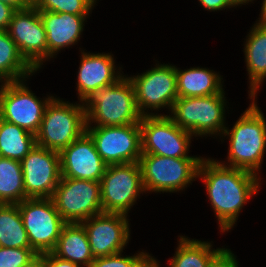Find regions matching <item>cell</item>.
<instances>
[{"mask_svg":"<svg viewBox=\"0 0 266 267\" xmlns=\"http://www.w3.org/2000/svg\"><path fill=\"white\" fill-rule=\"evenodd\" d=\"M199 176L206 185L221 231L230 230L243 205L258 191L257 174L202 158L198 168Z\"/></svg>","mask_w":266,"mask_h":267,"instance_id":"cell-1","label":"cell"},{"mask_svg":"<svg viewBox=\"0 0 266 267\" xmlns=\"http://www.w3.org/2000/svg\"><path fill=\"white\" fill-rule=\"evenodd\" d=\"M86 123L96 126H121L140 123L135 89L131 80L122 76L115 83L91 91L82 100Z\"/></svg>","mask_w":266,"mask_h":267,"instance_id":"cell-2","label":"cell"},{"mask_svg":"<svg viewBox=\"0 0 266 267\" xmlns=\"http://www.w3.org/2000/svg\"><path fill=\"white\" fill-rule=\"evenodd\" d=\"M247 110L236 121L232 130L226 127L223 134L230 136L229 167L241 168L255 174L259 171L266 147V120L255 98Z\"/></svg>","mask_w":266,"mask_h":267,"instance_id":"cell-3","label":"cell"},{"mask_svg":"<svg viewBox=\"0 0 266 267\" xmlns=\"http://www.w3.org/2000/svg\"><path fill=\"white\" fill-rule=\"evenodd\" d=\"M86 114L81 104H70L52 98L47 104L36 144L61 152L86 132Z\"/></svg>","mask_w":266,"mask_h":267,"instance_id":"cell-4","label":"cell"},{"mask_svg":"<svg viewBox=\"0 0 266 267\" xmlns=\"http://www.w3.org/2000/svg\"><path fill=\"white\" fill-rule=\"evenodd\" d=\"M224 92L204 97H178L171 108L172 121L192 135L223 134L225 113Z\"/></svg>","mask_w":266,"mask_h":267,"instance_id":"cell-5","label":"cell"},{"mask_svg":"<svg viewBox=\"0 0 266 267\" xmlns=\"http://www.w3.org/2000/svg\"><path fill=\"white\" fill-rule=\"evenodd\" d=\"M202 158H172L142 154L139 165L145 191L177 192L197 178Z\"/></svg>","mask_w":266,"mask_h":267,"instance_id":"cell-6","label":"cell"},{"mask_svg":"<svg viewBox=\"0 0 266 267\" xmlns=\"http://www.w3.org/2000/svg\"><path fill=\"white\" fill-rule=\"evenodd\" d=\"M31 248L38 254L52 252L66 223L51 198H27L17 204Z\"/></svg>","mask_w":266,"mask_h":267,"instance_id":"cell-7","label":"cell"},{"mask_svg":"<svg viewBox=\"0 0 266 267\" xmlns=\"http://www.w3.org/2000/svg\"><path fill=\"white\" fill-rule=\"evenodd\" d=\"M51 199L66 223H81L103 213L100 182L61 178Z\"/></svg>","mask_w":266,"mask_h":267,"instance_id":"cell-8","label":"cell"},{"mask_svg":"<svg viewBox=\"0 0 266 267\" xmlns=\"http://www.w3.org/2000/svg\"><path fill=\"white\" fill-rule=\"evenodd\" d=\"M104 213L128 214L141 192H145L138 162L107 165L100 180Z\"/></svg>","mask_w":266,"mask_h":267,"instance_id":"cell-9","label":"cell"},{"mask_svg":"<svg viewBox=\"0 0 266 267\" xmlns=\"http://www.w3.org/2000/svg\"><path fill=\"white\" fill-rule=\"evenodd\" d=\"M142 154H155L172 158H201L187 156L192 134L177 126L168 115L142 116Z\"/></svg>","mask_w":266,"mask_h":267,"instance_id":"cell-10","label":"cell"},{"mask_svg":"<svg viewBox=\"0 0 266 267\" xmlns=\"http://www.w3.org/2000/svg\"><path fill=\"white\" fill-rule=\"evenodd\" d=\"M96 150L107 165L136 163L142 155L139 123L121 126H86Z\"/></svg>","mask_w":266,"mask_h":267,"instance_id":"cell-11","label":"cell"},{"mask_svg":"<svg viewBox=\"0 0 266 267\" xmlns=\"http://www.w3.org/2000/svg\"><path fill=\"white\" fill-rule=\"evenodd\" d=\"M24 80L6 81L0 94V118L36 135L49 96L41 101L24 85Z\"/></svg>","mask_w":266,"mask_h":267,"instance_id":"cell-12","label":"cell"},{"mask_svg":"<svg viewBox=\"0 0 266 267\" xmlns=\"http://www.w3.org/2000/svg\"><path fill=\"white\" fill-rule=\"evenodd\" d=\"M128 78L133 83L136 104L142 116L157 115L145 112L147 108L158 110L167 106L171 110L178 98L175 66L156 64L142 75Z\"/></svg>","mask_w":266,"mask_h":267,"instance_id":"cell-13","label":"cell"},{"mask_svg":"<svg viewBox=\"0 0 266 267\" xmlns=\"http://www.w3.org/2000/svg\"><path fill=\"white\" fill-rule=\"evenodd\" d=\"M21 166L25 199L51 198L61 179L60 153L36 144Z\"/></svg>","mask_w":266,"mask_h":267,"instance_id":"cell-14","label":"cell"},{"mask_svg":"<svg viewBox=\"0 0 266 267\" xmlns=\"http://www.w3.org/2000/svg\"><path fill=\"white\" fill-rule=\"evenodd\" d=\"M19 53L37 71L48 59L46 31L36 8L16 10L7 29Z\"/></svg>","mask_w":266,"mask_h":267,"instance_id":"cell-15","label":"cell"},{"mask_svg":"<svg viewBox=\"0 0 266 267\" xmlns=\"http://www.w3.org/2000/svg\"><path fill=\"white\" fill-rule=\"evenodd\" d=\"M127 215L100 213L82 221L94 258L123 252L130 239Z\"/></svg>","mask_w":266,"mask_h":267,"instance_id":"cell-16","label":"cell"},{"mask_svg":"<svg viewBox=\"0 0 266 267\" xmlns=\"http://www.w3.org/2000/svg\"><path fill=\"white\" fill-rule=\"evenodd\" d=\"M60 165L61 178L96 182H100L107 167L87 132L60 152Z\"/></svg>","mask_w":266,"mask_h":267,"instance_id":"cell-17","label":"cell"},{"mask_svg":"<svg viewBox=\"0 0 266 267\" xmlns=\"http://www.w3.org/2000/svg\"><path fill=\"white\" fill-rule=\"evenodd\" d=\"M39 14L46 31L49 59L62 48L74 45L80 39L87 17L51 11H39Z\"/></svg>","mask_w":266,"mask_h":267,"instance_id":"cell-18","label":"cell"},{"mask_svg":"<svg viewBox=\"0 0 266 267\" xmlns=\"http://www.w3.org/2000/svg\"><path fill=\"white\" fill-rule=\"evenodd\" d=\"M81 56L77 77L80 101L91 91L109 86L122 77L120 72H115V62L111 54L82 52Z\"/></svg>","mask_w":266,"mask_h":267,"instance_id":"cell-19","label":"cell"},{"mask_svg":"<svg viewBox=\"0 0 266 267\" xmlns=\"http://www.w3.org/2000/svg\"><path fill=\"white\" fill-rule=\"evenodd\" d=\"M58 258L89 267L95 259L82 223H65L52 251Z\"/></svg>","mask_w":266,"mask_h":267,"instance_id":"cell-20","label":"cell"},{"mask_svg":"<svg viewBox=\"0 0 266 267\" xmlns=\"http://www.w3.org/2000/svg\"><path fill=\"white\" fill-rule=\"evenodd\" d=\"M245 60L250 81L251 98L256 97V92L266 78V23H256L244 47Z\"/></svg>","mask_w":266,"mask_h":267,"instance_id":"cell-21","label":"cell"},{"mask_svg":"<svg viewBox=\"0 0 266 267\" xmlns=\"http://www.w3.org/2000/svg\"><path fill=\"white\" fill-rule=\"evenodd\" d=\"M221 77L205 68H176V84L178 97H204L221 93L223 90Z\"/></svg>","mask_w":266,"mask_h":267,"instance_id":"cell-22","label":"cell"},{"mask_svg":"<svg viewBox=\"0 0 266 267\" xmlns=\"http://www.w3.org/2000/svg\"><path fill=\"white\" fill-rule=\"evenodd\" d=\"M177 251L170 261V267H210L225 248L211 249L209 242L190 240L180 236Z\"/></svg>","mask_w":266,"mask_h":267,"instance_id":"cell-23","label":"cell"},{"mask_svg":"<svg viewBox=\"0 0 266 267\" xmlns=\"http://www.w3.org/2000/svg\"><path fill=\"white\" fill-rule=\"evenodd\" d=\"M35 145L34 134L0 118V157L21 162Z\"/></svg>","mask_w":266,"mask_h":267,"instance_id":"cell-24","label":"cell"},{"mask_svg":"<svg viewBox=\"0 0 266 267\" xmlns=\"http://www.w3.org/2000/svg\"><path fill=\"white\" fill-rule=\"evenodd\" d=\"M33 72L36 71L21 56L7 30H0V76L5 81H19Z\"/></svg>","mask_w":266,"mask_h":267,"instance_id":"cell-25","label":"cell"},{"mask_svg":"<svg viewBox=\"0 0 266 267\" xmlns=\"http://www.w3.org/2000/svg\"><path fill=\"white\" fill-rule=\"evenodd\" d=\"M0 247L31 248L17 204L0 203Z\"/></svg>","mask_w":266,"mask_h":267,"instance_id":"cell-26","label":"cell"},{"mask_svg":"<svg viewBox=\"0 0 266 267\" xmlns=\"http://www.w3.org/2000/svg\"><path fill=\"white\" fill-rule=\"evenodd\" d=\"M25 199L21 162L0 157V203L18 204Z\"/></svg>","mask_w":266,"mask_h":267,"instance_id":"cell-27","label":"cell"},{"mask_svg":"<svg viewBox=\"0 0 266 267\" xmlns=\"http://www.w3.org/2000/svg\"><path fill=\"white\" fill-rule=\"evenodd\" d=\"M122 252L95 258L89 267H159L155 258L139 252L136 256L121 257Z\"/></svg>","mask_w":266,"mask_h":267,"instance_id":"cell-28","label":"cell"},{"mask_svg":"<svg viewBox=\"0 0 266 267\" xmlns=\"http://www.w3.org/2000/svg\"><path fill=\"white\" fill-rule=\"evenodd\" d=\"M95 2V0H41L35 8L38 11L89 16Z\"/></svg>","mask_w":266,"mask_h":267,"instance_id":"cell-29","label":"cell"},{"mask_svg":"<svg viewBox=\"0 0 266 267\" xmlns=\"http://www.w3.org/2000/svg\"><path fill=\"white\" fill-rule=\"evenodd\" d=\"M37 255L32 248L0 247V267H23Z\"/></svg>","mask_w":266,"mask_h":267,"instance_id":"cell-30","label":"cell"},{"mask_svg":"<svg viewBox=\"0 0 266 267\" xmlns=\"http://www.w3.org/2000/svg\"><path fill=\"white\" fill-rule=\"evenodd\" d=\"M203 8L217 11L242 4L239 0H199Z\"/></svg>","mask_w":266,"mask_h":267,"instance_id":"cell-31","label":"cell"},{"mask_svg":"<svg viewBox=\"0 0 266 267\" xmlns=\"http://www.w3.org/2000/svg\"><path fill=\"white\" fill-rule=\"evenodd\" d=\"M210 267H238V262L231 250L225 249L210 265Z\"/></svg>","mask_w":266,"mask_h":267,"instance_id":"cell-32","label":"cell"},{"mask_svg":"<svg viewBox=\"0 0 266 267\" xmlns=\"http://www.w3.org/2000/svg\"><path fill=\"white\" fill-rule=\"evenodd\" d=\"M16 9L6 3L0 2V30H7Z\"/></svg>","mask_w":266,"mask_h":267,"instance_id":"cell-33","label":"cell"},{"mask_svg":"<svg viewBox=\"0 0 266 267\" xmlns=\"http://www.w3.org/2000/svg\"><path fill=\"white\" fill-rule=\"evenodd\" d=\"M46 267H83L71 261L58 258L52 252L46 253Z\"/></svg>","mask_w":266,"mask_h":267,"instance_id":"cell-34","label":"cell"},{"mask_svg":"<svg viewBox=\"0 0 266 267\" xmlns=\"http://www.w3.org/2000/svg\"><path fill=\"white\" fill-rule=\"evenodd\" d=\"M23 267H46V253L37 255L29 264Z\"/></svg>","mask_w":266,"mask_h":267,"instance_id":"cell-35","label":"cell"},{"mask_svg":"<svg viewBox=\"0 0 266 267\" xmlns=\"http://www.w3.org/2000/svg\"><path fill=\"white\" fill-rule=\"evenodd\" d=\"M0 2L10 5L16 10H24L28 8L22 0H0Z\"/></svg>","mask_w":266,"mask_h":267,"instance_id":"cell-36","label":"cell"},{"mask_svg":"<svg viewBox=\"0 0 266 267\" xmlns=\"http://www.w3.org/2000/svg\"><path fill=\"white\" fill-rule=\"evenodd\" d=\"M259 22L260 23H266V0H263V3H262L261 18H259Z\"/></svg>","mask_w":266,"mask_h":267,"instance_id":"cell-37","label":"cell"},{"mask_svg":"<svg viewBox=\"0 0 266 267\" xmlns=\"http://www.w3.org/2000/svg\"><path fill=\"white\" fill-rule=\"evenodd\" d=\"M28 8H35L41 0H22Z\"/></svg>","mask_w":266,"mask_h":267,"instance_id":"cell-38","label":"cell"},{"mask_svg":"<svg viewBox=\"0 0 266 267\" xmlns=\"http://www.w3.org/2000/svg\"><path fill=\"white\" fill-rule=\"evenodd\" d=\"M0 81L3 82V83H2L3 85H0V86H1V88H0V94H1L2 87L4 86V83H5L6 81H5L4 79H0Z\"/></svg>","mask_w":266,"mask_h":267,"instance_id":"cell-39","label":"cell"},{"mask_svg":"<svg viewBox=\"0 0 266 267\" xmlns=\"http://www.w3.org/2000/svg\"><path fill=\"white\" fill-rule=\"evenodd\" d=\"M249 1H252V0H243V4L248 3Z\"/></svg>","mask_w":266,"mask_h":267,"instance_id":"cell-40","label":"cell"}]
</instances>
